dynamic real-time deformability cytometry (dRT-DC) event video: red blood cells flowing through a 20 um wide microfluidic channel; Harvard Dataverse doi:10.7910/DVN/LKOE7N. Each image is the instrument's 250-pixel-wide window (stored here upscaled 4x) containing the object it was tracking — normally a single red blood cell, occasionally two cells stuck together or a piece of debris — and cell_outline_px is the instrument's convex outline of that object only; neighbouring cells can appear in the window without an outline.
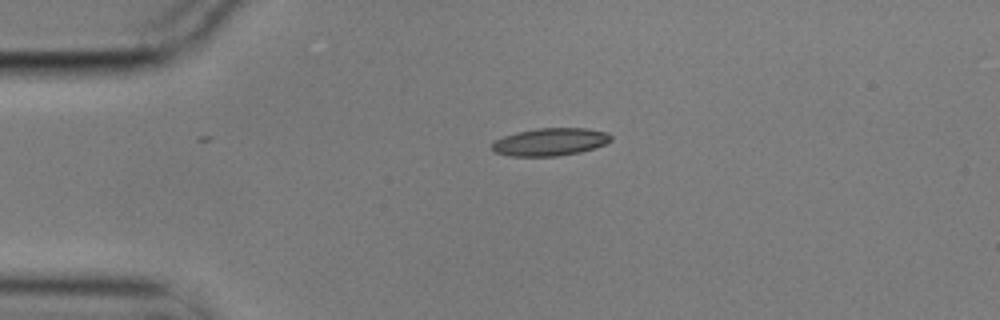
{"species": "common noctule bat (a hibernating species)", "species_latin": "Nyctalus noctula", "temperature_condition": "cold", "stored_images_in_passage": 2, "camera_frame_rate_fps": 3000, "um_per_image_px": 0.085, "animal": {"sex": "male", "body_mass_g": 17.9}, "frame": {"image": 1, "passage_image": 1, "time_ms": 0.0, "image_size_px": [1000, 320], "cell_outline_px": [[612, 140], [604, 144], [580, 152], [556, 156], [508, 156], [492, 152], [492, 144], [496, 140], [504, 136], [516, 132], [536, 128], [588, 128], [608, 132], [612, 136]], "centroid_in_image_um": [46.75, 12.05], "position_along_channel_um": 38.2, "area_um2": 19.25}}